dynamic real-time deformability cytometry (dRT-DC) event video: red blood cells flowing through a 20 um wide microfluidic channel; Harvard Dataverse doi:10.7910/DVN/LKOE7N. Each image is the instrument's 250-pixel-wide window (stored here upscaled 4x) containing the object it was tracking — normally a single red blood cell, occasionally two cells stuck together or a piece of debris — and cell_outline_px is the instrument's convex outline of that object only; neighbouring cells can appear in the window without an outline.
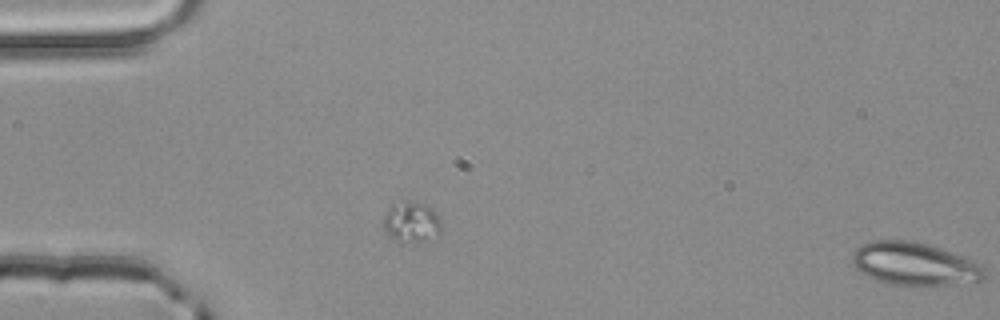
{"species": "common noctule bat (a hibernating species)", "species_latin": "Nyctalus noctula", "temperature_condition": "room temperature", "stored_images_in_passage": 2, "segment_of_instrument_passage": [2, 2], "camera_frame_rate_fps": 3000, "um_per_image_px": 0.085, "animal": {"sex": "male", "body_mass_g": 20.4}, "frame": {"image": 1, "passage_image": 2, "time_ms": 0.333, "image_size_px": [1000, 320], "cell_outline_px": [[984, 280], [924, 288], [908, 288], [888, 284], [876, 280], [868, 276], [856, 268], [852, 260], [852, 252], [856, 248], [872, 240], [904, 240], [928, 244], [964, 256], [984, 264]], "centroid_in_image_um": [77.76, 22.48], "position_along_channel_um": 7.2, "area_um2": 33.99}}